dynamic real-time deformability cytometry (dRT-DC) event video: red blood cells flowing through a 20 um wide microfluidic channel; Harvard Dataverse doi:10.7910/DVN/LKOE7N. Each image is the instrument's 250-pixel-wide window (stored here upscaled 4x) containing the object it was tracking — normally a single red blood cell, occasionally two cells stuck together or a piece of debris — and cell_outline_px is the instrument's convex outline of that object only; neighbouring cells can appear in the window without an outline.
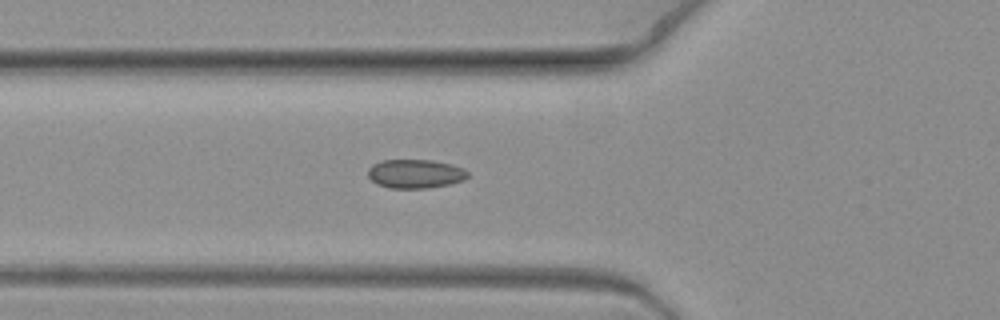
{"species": "common noctule bat (a hibernating species)", "species_latin": "Nyctalus noctula", "temperature_condition": "warm", "stored_images_in_passage": 6, "camera_frame_rate_fps": 3000, "um_per_image_px": 0.085, "animal": {"sex": "female", "body_mass_g": 19.3, "forearm_length_mm": 54.1}, "frame": {"image": 1, "passage_image": 6, "time_ms": 1.667, "image_size_px": [1000, 320], "cell_outline_px": [[468, 176], [464, 180], [448, 184], [428, 188], [388, 188], [376, 184], [368, 176], [368, 168], [372, 164], [384, 160], [432, 160], [452, 164], [464, 168], [468, 172]], "centroid_in_image_um": [35.29, 14.77], "position_along_channel_um": 90.5, "area_um2": 16.88}}